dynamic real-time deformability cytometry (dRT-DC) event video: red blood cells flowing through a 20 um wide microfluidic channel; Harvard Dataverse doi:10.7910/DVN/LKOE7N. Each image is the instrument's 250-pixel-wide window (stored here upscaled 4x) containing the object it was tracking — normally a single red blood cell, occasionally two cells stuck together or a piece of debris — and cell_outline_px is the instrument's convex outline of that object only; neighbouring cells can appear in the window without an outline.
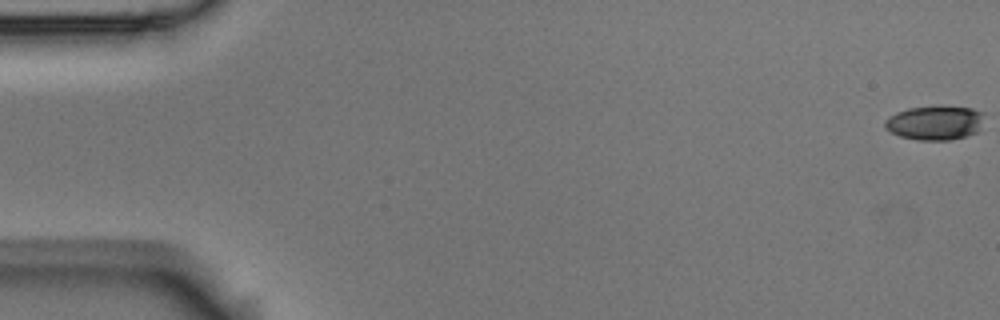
{"species": "Egyptian fruit bat (a non-hibernating species)", "species_latin": "Rousettus aegyptiacus", "temperature_condition": "room temperature", "stored_images_in_passage": 6, "camera_frame_rate_fps": 3000, "um_per_image_px": 0.085, "animal": {"sex": "male"}, "frame": {"image": 1, "passage_image": 1, "time_ms": 0.0, "image_size_px": [1000, 320], "cell_outline_px": [[984, 112], [976, 132], [968, 136], [952, 140], [916, 140], [900, 136], [884, 128], [884, 120], [888, 116], [896, 112], [908, 108], [936, 104], [940, 104], [972, 108]], "centroid_in_image_um": [79.43, 10.4], "position_along_channel_um": 5.6, "area_um2": 20.35}}